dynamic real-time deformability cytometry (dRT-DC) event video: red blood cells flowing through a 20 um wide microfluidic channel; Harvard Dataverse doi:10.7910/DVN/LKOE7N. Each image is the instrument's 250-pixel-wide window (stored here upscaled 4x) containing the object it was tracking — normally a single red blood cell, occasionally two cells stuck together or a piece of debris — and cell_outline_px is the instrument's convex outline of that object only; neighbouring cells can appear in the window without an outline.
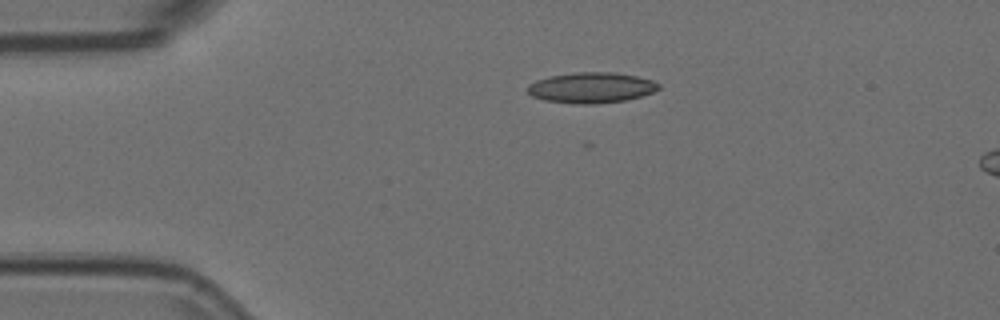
{"species": "Egyptian fruit bat (a non-hibernating species)", "species_latin": "Rousettus aegyptiacus", "temperature_condition": "room temperature", "stored_images_in_passage": 37, "camera_frame_rate_fps": 3000, "um_per_image_px": 0.085, "animal": {"sex": "female"}, "frame": {"image": 1, "passage_image": 1, "time_ms": 0.0, "image_size_px": [1000, 320], "cell_outline_px": [[660, 88], [652, 92], [640, 96], [624, 100], [596, 104], [580, 104], [544, 100], [532, 96], [528, 92], [528, 84], [536, 80], [548, 76], [580, 72], [616, 72], [636, 76], [652, 80], [660, 84]], "centroid_in_image_um": [50.25, 7.44], "position_along_channel_um": 34.7, "area_um2": 23.29}}
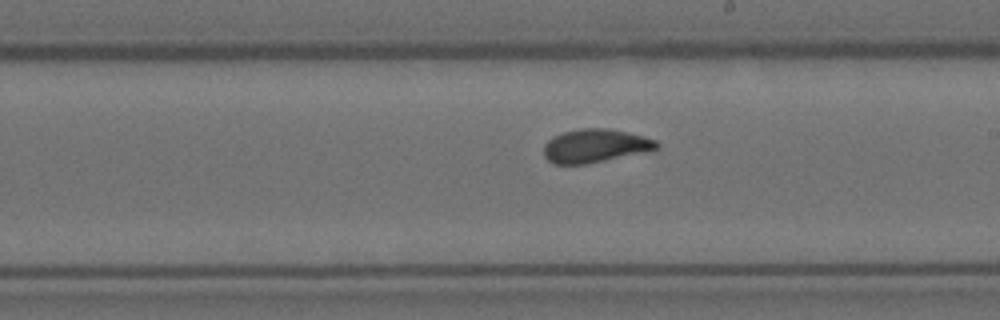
{"frame": {"image": 2, "passage_image": 21, "time_ms": 6.667, "image_size_px": [1000, 320], "cell_outline_px": [[660, 144], [656, 148], [604, 160], [584, 164], [552, 164], [544, 156], [544, 144], [552, 136], [564, 132], [580, 128], [608, 128], [644, 136], [656, 140]], "centroid_in_image_um": [50.51, 12.38], "position_along_channel_um": 238.5, "area_um2": 21.62}}
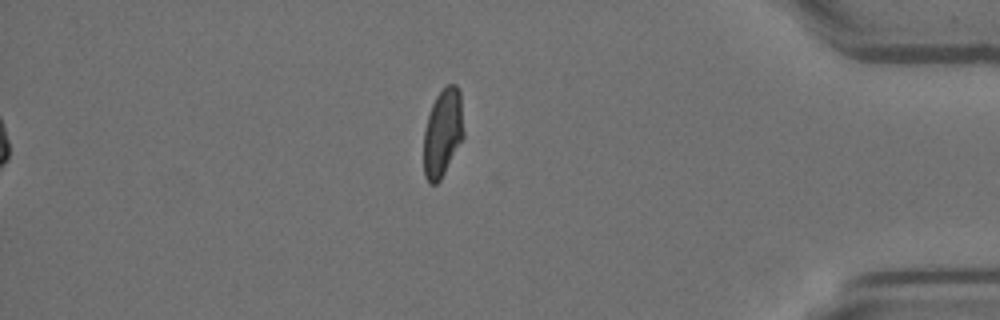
{"frame": {"image": 3, "passage_image": 37, "time_ms": 12.0, "image_size_px": [1000, 320], "cell_outline_px": [[464, 136], [440, 180], [436, 184], [428, 184], [424, 176], [424, 128], [432, 104], [436, 96], [448, 84], [456, 84], [460, 92], [464, 132]], "centroid_in_image_um": [37.62, 11.29], "position_along_channel_um": 397.6, "area_um2": 20.46}, "authors_computed_cell_mechanics": {"area_um2": 21.8484, "velocity_mm_per_s": 3.6744, "shape_relaxation_time_tau1_ms": 8.236, "shape_relaxation_time_tau2_ms": 1.1004, "deformation_change_tau1": 0.2162, "deformation_change_tau2": 0.0666}}